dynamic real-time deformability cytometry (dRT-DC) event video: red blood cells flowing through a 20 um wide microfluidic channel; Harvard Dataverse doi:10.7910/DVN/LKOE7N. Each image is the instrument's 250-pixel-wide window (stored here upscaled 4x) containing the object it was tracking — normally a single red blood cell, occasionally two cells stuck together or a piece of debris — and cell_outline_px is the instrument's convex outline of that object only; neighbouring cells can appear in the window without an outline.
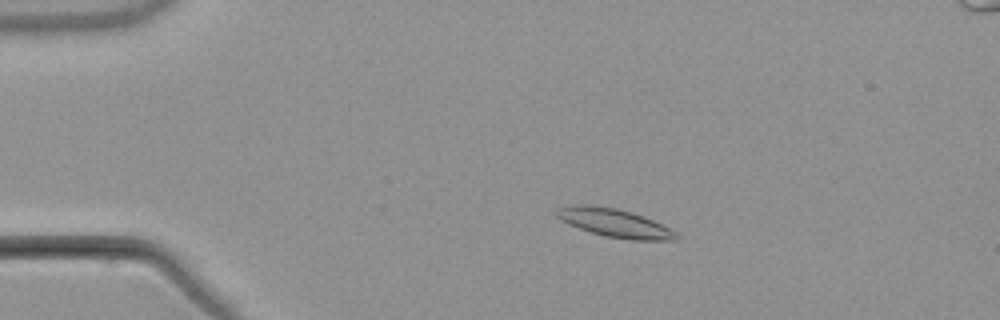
{"species": "common noctule bat (a hibernating species)", "species_latin": "Nyctalus noctula", "temperature_condition": "warm", "stored_images_in_passage": 6, "camera_frame_rate_fps": 3000, "um_per_image_px": 0.085, "animal": {"sex": "male", "body_mass_g": 21.5, "forearm_length_mm": 52.0}, "frame": {"image": 1, "passage_image": 3, "time_ms": 2.333, "image_size_px": [1000, 320], "cell_outline_px": [[680, 236], [676, 240], [632, 240], [604, 236], [568, 224], [560, 220], [556, 216], [556, 212], [560, 208], [572, 204], [592, 204], [616, 208], [632, 212], [644, 216], [676, 232]], "centroid_in_image_um": [52.23, 18.94], "position_along_channel_um": 32.8, "area_um2": 19.77}}
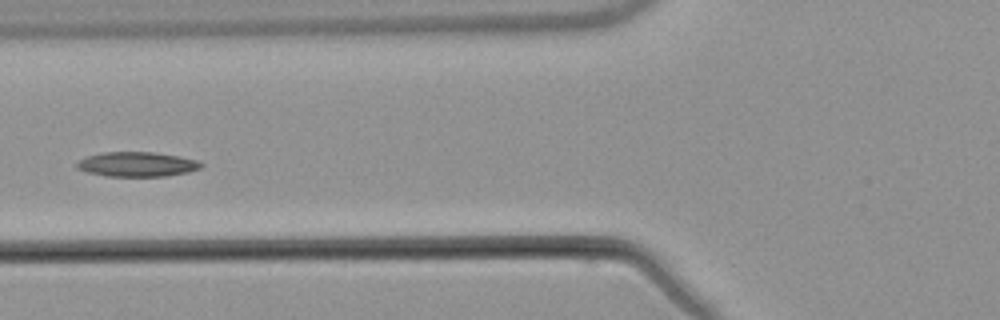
{"frame": {"image": 2, "passage_image": 6, "time_ms": 6.0, "image_size_px": [1000, 320], "cell_outline_px": [[204, 164], [200, 168], [188, 172], [164, 176], [104, 176], [88, 172], [76, 168], [76, 164], [80, 160], [88, 156], [104, 152], [152, 152], [176, 156], [196, 160]], "centroid_in_image_um": [11.63, 13.97], "position_along_channel_um": 114.2, "area_um2": 17.63}}